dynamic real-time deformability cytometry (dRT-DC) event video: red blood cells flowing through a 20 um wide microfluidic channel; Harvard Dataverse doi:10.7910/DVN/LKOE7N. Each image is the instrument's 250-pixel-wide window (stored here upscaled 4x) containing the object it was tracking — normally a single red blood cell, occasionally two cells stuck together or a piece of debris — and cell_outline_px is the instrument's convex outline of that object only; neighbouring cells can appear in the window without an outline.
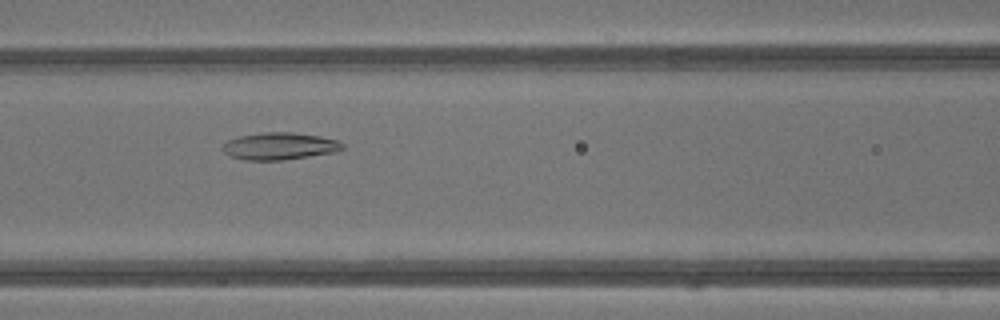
{"species": "common noctule bat (a hibernating species)", "species_latin": "Nyctalus noctula", "temperature_condition": "warm", "stored_images_in_passage": 43, "camera_frame_rate_fps": 3000, "um_per_image_px": 0.085, "animal": {"sex": "male", "body_mass_g": 13.3}, "frame": {"image": 1, "passage_image": 19, "time_ms": 6.0, "image_size_px": [1000, 320], "cell_outline_px": [[344, 148], [336, 152], [284, 160], [244, 160], [232, 156], [224, 152], [220, 148], [228, 140], [240, 136], [264, 132], [292, 132], [320, 136], [340, 140], [344, 144]], "centroid_in_image_um": [23.8, 12.42], "position_along_channel_um": 142.8, "area_um2": 19.07}}
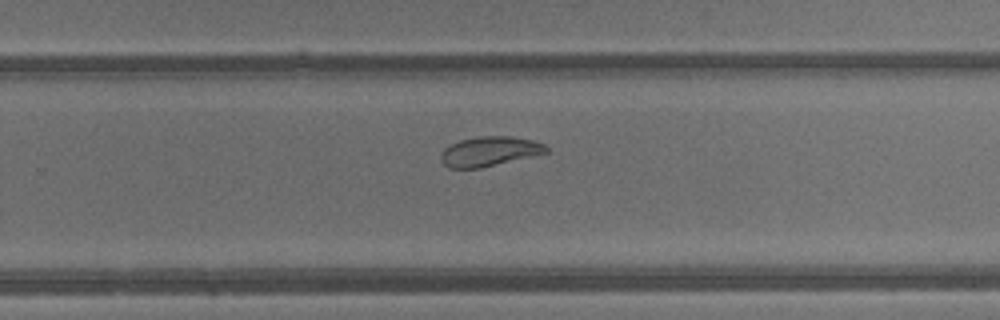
{"frame": {"image": 2, "passage_image": 28, "time_ms": 9.0, "image_size_px": [1000, 320], "cell_outline_px": [[548, 152], [480, 168], [448, 168], [440, 160], [440, 152], [444, 148], [460, 140], [480, 136], [512, 136], [532, 140], [544, 144], [548, 148]], "centroid_in_image_um": [41.57, 12.86], "position_along_channel_um": 288.2, "area_um2": 18.09}}
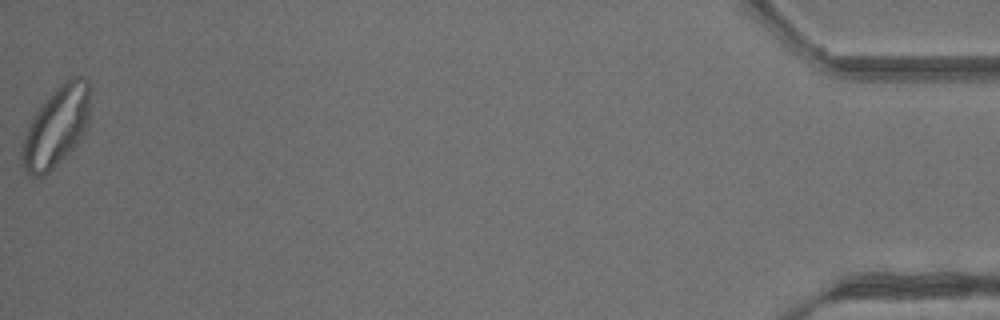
{"frame": {"image": 3, "passage_image": 43, "time_ms": 14.0, "image_size_px": [1000, 320], "cell_outline_px": [[88, 124], [80, 140], [48, 172], [40, 176], [32, 176], [24, 168], [20, 156], [20, 152], [28, 124], [32, 116], [40, 104], [60, 84], [72, 76], [76, 76], [88, 80]], "centroid_in_image_um": [4.75, 10.75], "position_along_channel_um": 430.4, "area_um2": 31.27}, "authors_computed_cell_mechanics": {"area_um2": 25.5476, "velocity_mm_per_s": 4.8558, "shape_relaxation_time_tau1_ms": 8.7294, "shape_relaxation_time_tau2_ms": null, "deformation_change_tau1": 0.2048, "deformation_change_tau2": null}}